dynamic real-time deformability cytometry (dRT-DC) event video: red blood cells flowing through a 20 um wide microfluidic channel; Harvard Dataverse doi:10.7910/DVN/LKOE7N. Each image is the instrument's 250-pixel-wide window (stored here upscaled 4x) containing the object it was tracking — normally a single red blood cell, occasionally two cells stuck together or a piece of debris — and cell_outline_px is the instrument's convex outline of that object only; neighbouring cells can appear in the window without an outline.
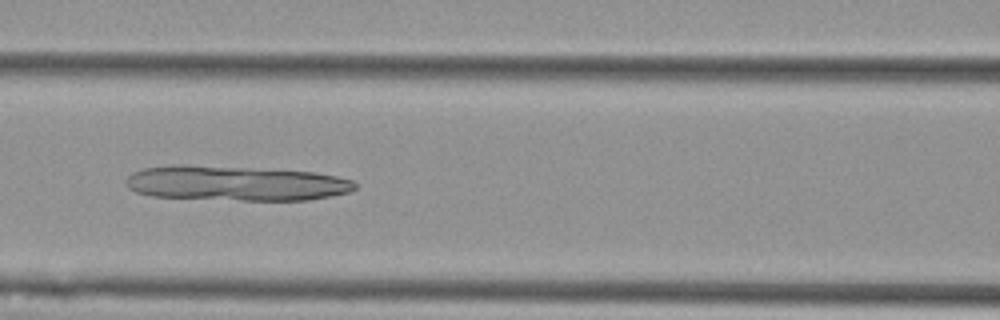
{"species": "Egyptian fruit bat (a non-hibernating species)", "species_latin": "Rousettus aegyptiacus", "temperature_condition": "cold", "stored_images_in_passage": 32, "camera_frame_rate_fps": 3000, "um_per_image_px": 0.085, "animal": {"sex": "female"}, "frame": {"image": 1, "passage_image": 14, "time_ms": 4.333, "image_size_px": [1000, 320], "cell_outline_px": [[356, 188], [348, 192], [332, 196], [308, 200], [240, 200], [152, 196], [136, 192], [128, 188], [124, 180], [132, 172], [144, 168], [176, 164], [184, 164], [316, 172], [336, 176], [352, 180], [356, 184]], "centroid_in_image_um": [20.01, 15.57], "position_along_channel_um": 146.6, "area_um2": 46.64}}
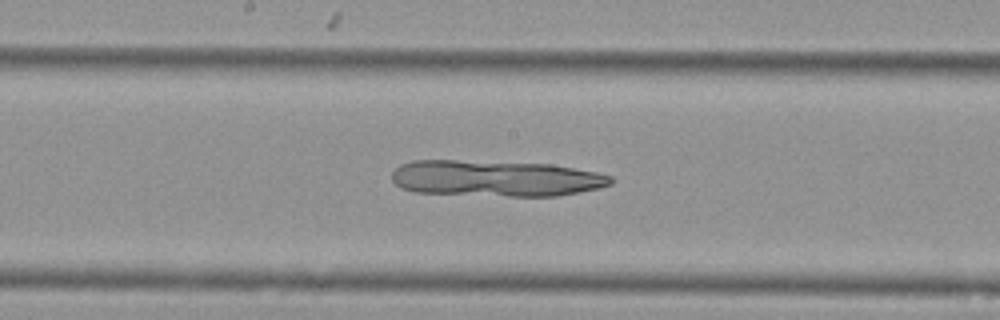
{"frame": {"image": 2, "passage_image": 19, "time_ms": 6.0, "image_size_px": [1000, 320], "cell_outline_px": [[612, 184], [600, 188], [556, 196], [508, 196], [416, 192], [400, 188], [392, 180], [392, 172], [400, 164], [412, 160], [456, 160], [552, 164], [596, 172], [612, 176]], "centroid_in_image_um": [42.12, 15.15], "position_along_channel_um": 206.1, "area_um2": 46.18}}
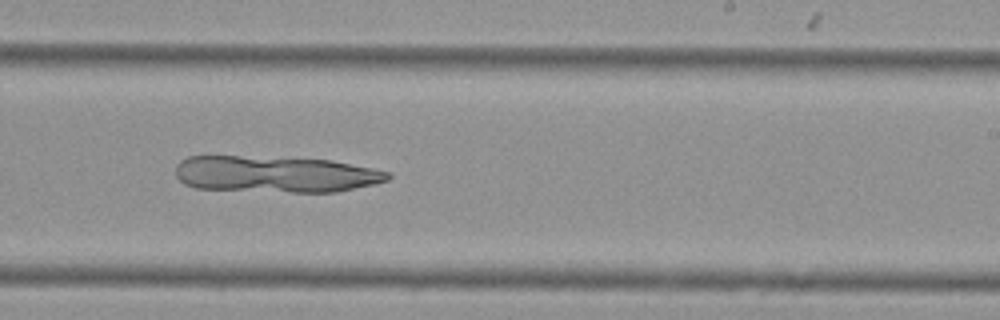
{"frame": {"image": 3, "passage_image": 24, "time_ms": 7.667, "image_size_px": [1000, 320], "cell_outline_px": [[392, 176], [388, 180], [372, 184], [336, 192], [292, 192], [196, 188], [184, 184], [176, 176], [176, 164], [180, 160], [188, 156], [240, 156], [332, 160], [372, 168], [388, 172]], "centroid_in_image_um": [23.38, 14.8], "position_along_channel_um": 265.6, "area_um2": 44.91}}